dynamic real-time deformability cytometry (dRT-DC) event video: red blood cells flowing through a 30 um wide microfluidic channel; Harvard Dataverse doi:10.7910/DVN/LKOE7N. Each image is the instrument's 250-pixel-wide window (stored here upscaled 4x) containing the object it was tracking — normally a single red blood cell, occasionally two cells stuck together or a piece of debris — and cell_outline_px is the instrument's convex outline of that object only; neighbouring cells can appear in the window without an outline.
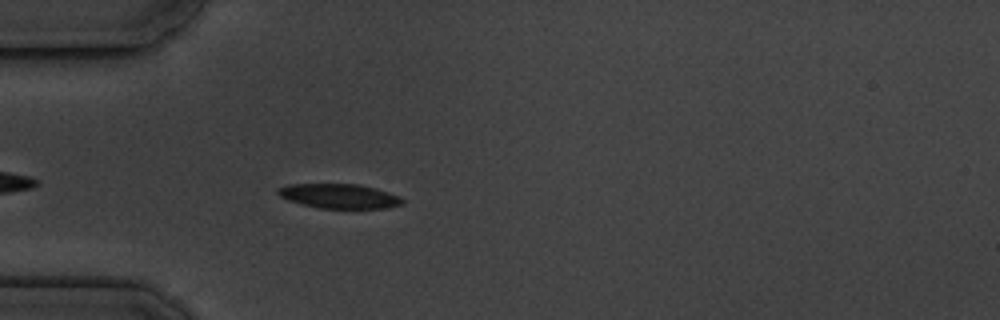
{"species": "common noctule bat (a hibernating species)", "species_latin": "Nyctalus noctula", "temperature_condition": "cold", "stored_images_in_passage": 5, "camera_frame_rate_fps": 3000, "um_per_image_px": 0.085, "animal": {"sex": "male", "body_mass_g": 19.5, "forearm_length_mm": 54.6}, "frame": {"image": 1, "passage_image": 5, "time_ms": 4.333, "image_size_px": [1000, 320], "cell_outline_px": [[404, 204], [384, 208], [320, 208], [288, 200], [280, 196], [276, 192], [276, 188], [288, 184], [360, 184], [376, 188], [400, 196], [404, 200]], "centroid_in_image_um": [28.84, 16.66], "position_along_channel_um": 56.2, "area_um2": 17.8}}